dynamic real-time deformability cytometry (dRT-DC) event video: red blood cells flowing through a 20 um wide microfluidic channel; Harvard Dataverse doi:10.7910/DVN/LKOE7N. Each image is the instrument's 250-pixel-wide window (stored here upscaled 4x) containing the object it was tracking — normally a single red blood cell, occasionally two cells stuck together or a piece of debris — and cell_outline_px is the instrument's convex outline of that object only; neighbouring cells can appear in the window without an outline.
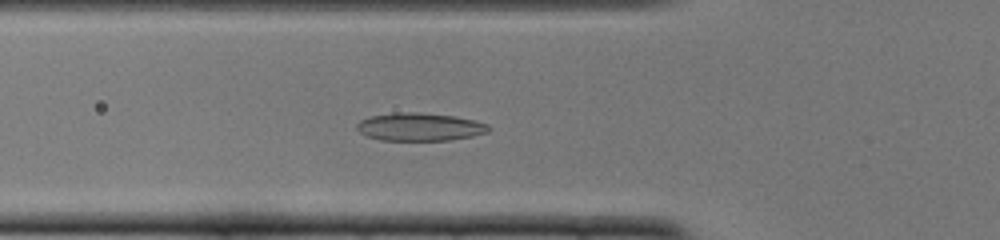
{"species": "common noctule bat (a hibernating species)", "species_latin": "Nyctalus noctula", "temperature_condition": "cold", "stored_images_in_passage": 51, "camera_frame_rate_fps": 3000, "um_per_image_px": 0.085, "animal": {"sex": "female", "body_mass_g": 22.0, "forearm_length_mm": 56.7}, "frame": {"image": 1, "passage_image": 17, "time_ms": 5.333, "image_size_px": [1000, 240], "cell_outline_px": [[492, 128], [488, 132], [472, 136], [452, 140], [380, 140], [368, 136], [360, 132], [356, 128], [356, 124], [360, 120], [368, 116], [396, 112], [416, 112], [456, 116], [476, 120], [488, 124]], "centroid_in_image_um": [35.69, 10.77], "position_along_channel_um": 90.1, "area_um2": 21.68}}
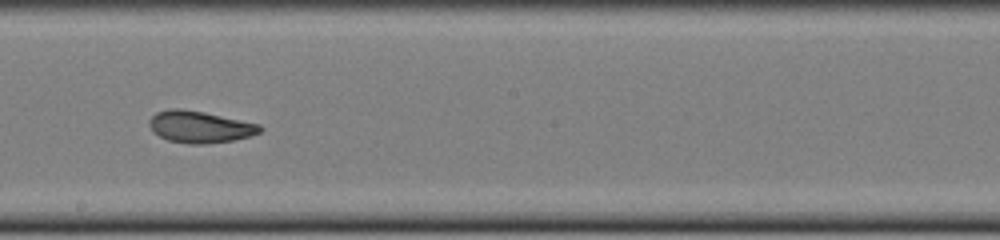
{"frame": {"image": 2, "passage_image": 28, "time_ms": 9.0, "image_size_px": [1000, 240], "cell_outline_px": [[264, 128], [260, 132], [252, 136], [232, 140], [204, 144], [188, 144], [168, 140], [152, 132], [148, 124], [148, 120], [156, 112], [168, 108], [180, 108], [204, 112], [260, 124]], "centroid_in_image_um": [16.97, 10.78], "position_along_channel_um": 231.2, "area_um2": 20.69}}
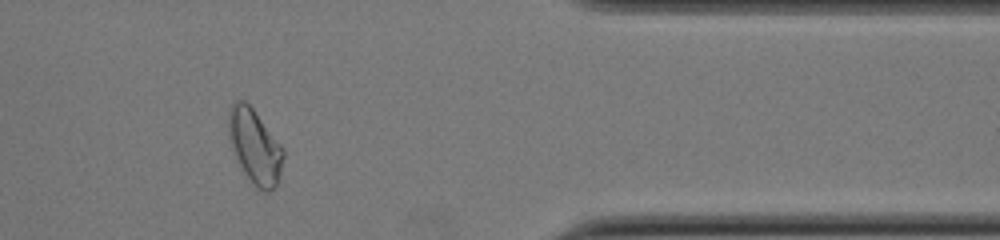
{"frame": {"image": 3, "passage_image": 42, "time_ms": 13.667, "image_size_px": [1000, 240], "cell_outline_px": [[284, 156], [280, 176], [276, 184], [268, 192], [264, 192], [256, 188], [252, 184], [236, 160], [228, 136], [228, 112], [232, 104], [236, 100], [244, 100], [252, 108], [284, 148]], "centroid_in_image_um": [21.65, 12.46], "position_along_channel_um": 389.8, "area_um2": 23.76}, "authors_computed_cell_mechanics": {"area_um2": 21.4438, "velocity_mm_per_s": 3.8559, "shape_relaxation_time_tau1_ms": 9.8868, "shape_relaxation_time_tau2_ms": 1.8601, "deformation_change_tau1": 0.231, "deformation_change_tau2": 0.0661}}